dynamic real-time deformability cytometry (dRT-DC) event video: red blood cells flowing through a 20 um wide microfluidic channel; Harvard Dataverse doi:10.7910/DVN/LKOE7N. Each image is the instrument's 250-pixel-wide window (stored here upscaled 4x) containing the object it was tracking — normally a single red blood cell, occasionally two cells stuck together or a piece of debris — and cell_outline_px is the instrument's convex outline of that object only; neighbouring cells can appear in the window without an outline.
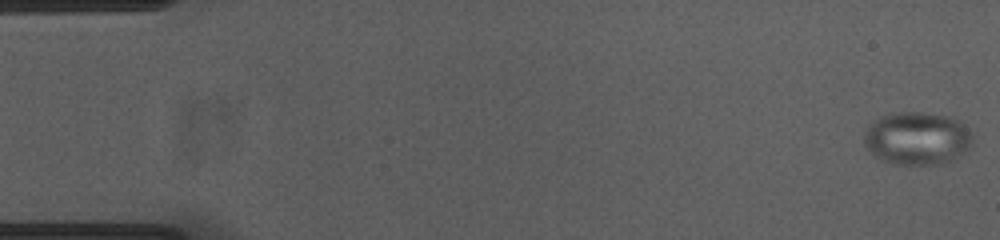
{"species": "common noctule bat (a hibernating species)", "species_latin": "Nyctalus noctula", "temperature_condition": "cold", "stored_images_in_passage": 54, "camera_frame_rate_fps": 3000, "um_per_image_px": 0.085, "animal": {"sex": "female", "body_mass_g": 23.0, "forearm_length_mm": 53.4}, "frame": {"image": 1, "passage_image": 1, "time_ms": 0.0, "image_size_px": [1000, 240], "cell_outline_px": [[972, 144], [964, 152], [948, 164], [892, 164], [884, 160], [872, 152], [864, 144], [864, 136], [868, 128], [876, 120], [884, 116], [904, 112], [920, 112], [944, 116], [956, 120], [972, 136]], "centroid_in_image_um": [77.97, 11.79], "position_along_channel_um": 7.0, "area_um2": 32.6}}
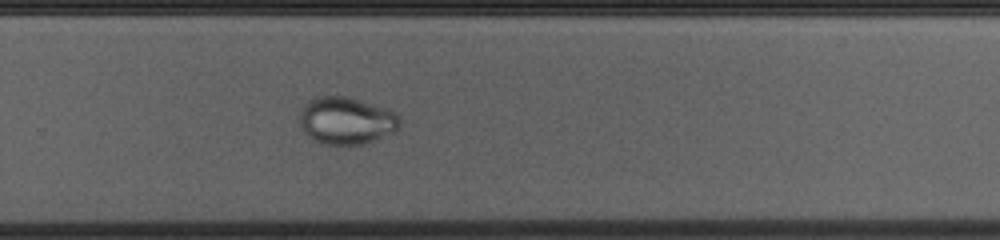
{"frame": {"image": 2, "passage_image": 36, "time_ms": 11.667, "image_size_px": [1000, 240], "cell_outline_px": [[400, 128], [396, 132], [364, 144], [324, 144], [308, 136], [304, 132], [300, 124], [300, 108], [304, 104], [320, 96], [348, 96], [388, 108], [396, 112], [400, 116]], "centroid_in_image_um": [29.49, 10.24], "position_along_channel_um": 300.3, "area_um2": 27.86}}
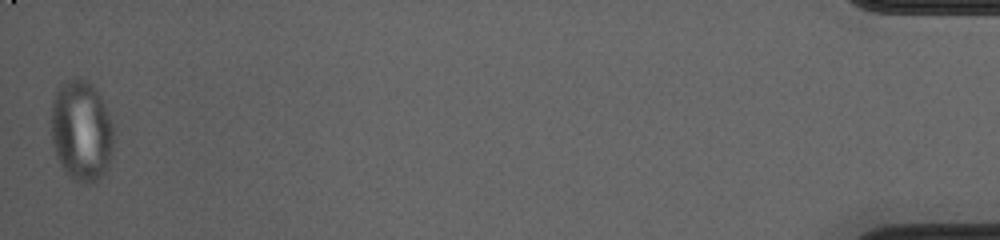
{"frame": {"image": 3, "passage_image": 54, "time_ms": 17.667, "image_size_px": [1000, 240], "cell_outline_px": [[112, 144], [108, 160], [104, 172], [92, 184], [88, 184], [76, 180], [60, 164], [56, 156], [52, 140], [52, 100], [56, 88], [72, 80], [84, 80], [100, 96], [104, 104], [112, 124]], "centroid_in_image_um": [6.89, 11.13], "position_along_channel_um": 428.3, "area_um2": 35.49}}